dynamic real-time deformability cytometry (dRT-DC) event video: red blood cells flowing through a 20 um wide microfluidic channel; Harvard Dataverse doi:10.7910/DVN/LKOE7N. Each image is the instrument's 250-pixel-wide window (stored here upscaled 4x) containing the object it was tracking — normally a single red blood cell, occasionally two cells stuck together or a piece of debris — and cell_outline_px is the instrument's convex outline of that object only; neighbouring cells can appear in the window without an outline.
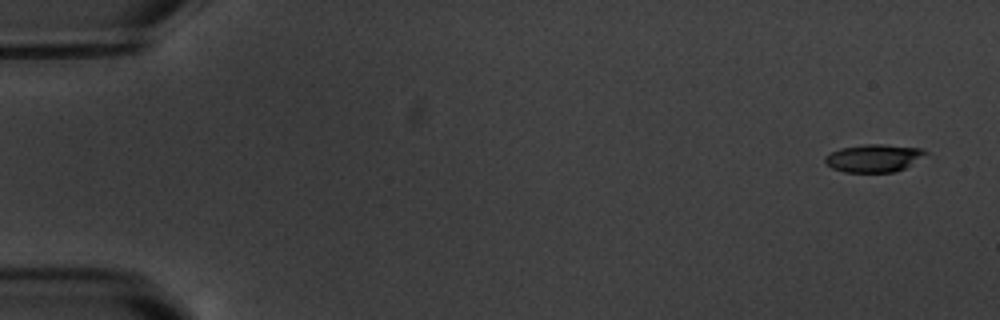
{"species": "common noctule bat (a hibernating species)", "species_latin": "Nyctalus noctula", "temperature_condition": "warm", "stored_images_in_passage": 6, "camera_frame_rate_fps": 3000, "um_per_image_px": 0.085, "animal": {"sex": "male", "body_mass_g": 20.1, "forearm_length_mm": 53.5}, "frame": {"image": 1, "passage_image": 1, "time_ms": 0.0, "image_size_px": [1000, 320], "cell_outline_px": [[928, 152], [904, 168], [892, 172], [844, 172], [832, 168], [824, 160], [824, 156], [840, 148], [864, 144], [884, 144], [924, 148]], "centroid_in_image_um": [74.25, 13.42], "position_along_channel_um": 10.8, "area_um2": 16.13}}
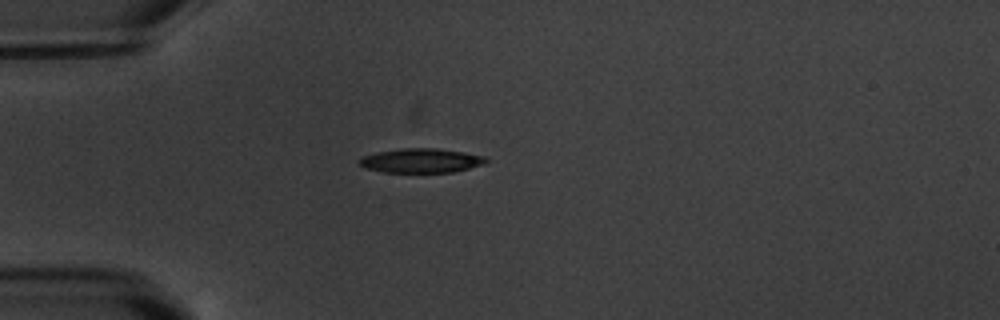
{"frame": {"image": 2, "passage_image": 4, "time_ms": 4.667, "image_size_px": [1000, 320], "cell_outline_px": [[488, 160], [484, 164], [452, 172], [384, 172], [364, 168], [356, 160], [364, 156], [376, 152], [400, 148], [436, 148], [464, 152], [484, 156]], "centroid_in_image_um": [35.76, 13.64], "position_along_channel_um": 49.2, "area_um2": 17.92}}